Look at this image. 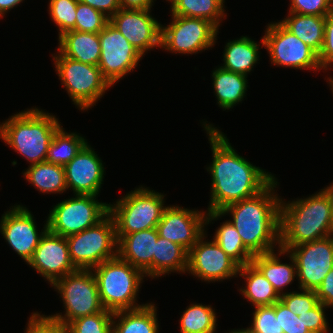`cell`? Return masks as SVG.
<instances>
[{
  "label": "cell",
  "instance_id": "e575fe53",
  "mask_svg": "<svg viewBox=\"0 0 333 333\" xmlns=\"http://www.w3.org/2000/svg\"><path fill=\"white\" fill-rule=\"evenodd\" d=\"M252 323L243 329H233L234 333H283L279 315H275V303L269 306L254 307Z\"/></svg>",
  "mask_w": 333,
  "mask_h": 333
},
{
  "label": "cell",
  "instance_id": "52a82bcc",
  "mask_svg": "<svg viewBox=\"0 0 333 333\" xmlns=\"http://www.w3.org/2000/svg\"><path fill=\"white\" fill-rule=\"evenodd\" d=\"M52 54L56 75L63 89L67 91L73 104L81 111L92 106L105 95L112 86L103 77L97 65L82 63L65 57L58 49Z\"/></svg>",
  "mask_w": 333,
  "mask_h": 333
},
{
  "label": "cell",
  "instance_id": "d6a6232c",
  "mask_svg": "<svg viewBox=\"0 0 333 333\" xmlns=\"http://www.w3.org/2000/svg\"><path fill=\"white\" fill-rule=\"evenodd\" d=\"M217 315L211 305L190 303L179 321L180 333H216Z\"/></svg>",
  "mask_w": 333,
  "mask_h": 333
},
{
  "label": "cell",
  "instance_id": "ee69618b",
  "mask_svg": "<svg viewBox=\"0 0 333 333\" xmlns=\"http://www.w3.org/2000/svg\"><path fill=\"white\" fill-rule=\"evenodd\" d=\"M318 61L322 70L333 67V10L325 16L324 42Z\"/></svg>",
  "mask_w": 333,
  "mask_h": 333
},
{
  "label": "cell",
  "instance_id": "9c48e42d",
  "mask_svg": "<svg viewBox=\"0 0 333 333\" xmlns=\"http://www.w3.org/2000/svg\"><path fill=\"white\" fill-rule=\"evenodd\" d=\"M66 239L70 260L76 269L92 270L117 256L115 223L109 213L96 225Z\"/></svg>",
  "mask_w": 333,
  "mask_h": 333
},
{
  "label": "cell",
  "instance_id": "f35d334b",
  "mask_svg": "<svg viewBox=\"0 0 333 333\" xmlns=\"http://www.w3.org/2000/svg\"><path fill=\"white\" fill-rule=\"evenodd\" d=\"M280 300L297 316L310 311L319 301L314 290L285 292Z\"/></svg>",
  "mask_w": 333,
  "mask_h": 333
},
{
  "label": "cell",
  "instance_id": "836d02e7",
  "mask_svg": "<svg viewBox=\"0 0 333 333\" xmlns=\"http://www.w3.org/2000/svg\"><path fill=\"white\" fill-rule=\"evenodd\" d=\"M215 231L213 240L240 267L252 262L254 255L244 246L239 233L228 220Z\"/></svg>",
  "mask_w": 333,
  "mask_h": 333
},
{
  "label": "cell",
  "instance_id": "f907efd6",
  "mask_svg": "<svg viewBox=\"0 0 333 333\" xmlns=\"http://www.w3.org/2000/svg\"><path fill=\"white\" fill-rule=\"evenodd\" d=\"M327 82H328L329 86L331 87L332 94H333V77H331V76L328 77Z\"/></svg>",
  "mask_w": 333,
  "mask_h": 333
},
{
  "label": "cell",
  "instance_id": "f6af8a7d",
  "mask_svg": "<svg viewBox=\"0 0 333 333\" xmlns=\"http://www.w3.org/2000/svg\"><path fill=\"white\" fill-rule=\"evenodd\" d=\"M315 292L319 302L330 308L333 307V268L325 276Z\"/></svg>",
  "mask_w": 333,
  "mask_h": 333
},
{
  "label": "cell",
  "instance_id": "484cf974",
  "mask_svg": "<svg viewBox=\"0 0 333 333\" xmlns=\"http://www.w3.org/2000/svg\"><path fill=\"white\" fill-rule=\"evenodd\" d=\"M157 306L146 303L131 310L113 313L112 333H159Z\"/></svg>",
  "mask_w": 333,
  "mask_h": 333
},
{
  "label": "cell",
  "instance_id": "74e56055",
  "mask_svg": "<svg viewBox=\"0 0 333 333\" xmlns=\"http://www.w3.org/2000/svg\"><path fill=\"white\" fill-rule=\"evenodd\" d=\"M109 23V17L99 10L78 0L75 30L99 33Z\"/></svg>",
  "mask_w": 333,
  "mask_h": 333
},
{
  "label": "cell",
  "instance_id": "277c9868",
  "mask_svg": "<svg viewBox=\"0 0 333 333\" xmlns=\"http://www.w3.org/2000/svg\"><path fill=\"white\" fill-rule=\"evenodd\" d=\"M55 115L32 107L0 123V139L29 164L45 162L48 147L62 126Z\"/></svg>",
  "mask_w": 333,
  "mask_h": 333
},
{
  "label": "cell",
  "instance_id": "6da1fadb",
  "mask_svg": "<svg viewBox=\"0 0 333 333\" xmlns=\"http://www.w3.org/2000/svg\"><path fill=\"white\" fill-rule=\"evenodd\" d=\"M207 122L202 123L208 135L213 160L206 168L212 182L206 211L220 212L230 204L257 195L276 177L239 155L227 136Z\"/></svg>",
  "mask_w": 333,
  "mask_h": 333
},
{
  "label": "cell",
  "instance_id": "ba28073f",
  "mask_svg": "<svg viewBox=\"0 0 333 333\" xmlns=\"http://www.w3.org/2000/svg\"><path fill=\"white\" fill-rule=\"evenodd\" d=\"M62 298L65 314L51 315L65 327L73 320L104 311L98 284L92 270L77 269L65 275L51 285Z\"/></svg>",
  "mask_w": 333,
  "mask_h": 333
},
{
  "label": "cell",
  "instance_id": "c3c4849f",
  "mask_svg": "<svg viewBox=\"0 0 333 333\" xmlns=\"http://www.w3.org/2000/svg\"><path fill=\"white\" fill-rule=\"evenodd\" d=\"M25 0H0V19L5 17V14L11 9L16 8Z\"/></svg>",
  "mask_w": 333,
  "mask_h": 333
},
{
  "label": "cell",
  "instance_id": "3957f363",
  "mask_svg": "<svg viewBox=\"0 0 333 333\" xmlns=\"http://www.w3.org/2000/svg\"><path fill=\"white\" fill-rule=\"evenodd\" d=\"M333 235V213L329 197L320 189L307 198L280 202V246L289 250L306 242Z\"/></svg>",
  "mask_w": 333,
  "mask_h": 333
},
{
  "label": "cell",
  "instance_id": "603a6c76",
  "mask_svg": "<svg viewBox=\"0 0 333 333\" xmlns=\"http://www.w3.org/2000/svg\"><path fill=\"white\" fill-rule=\"evenodd\" d=\"M58 50L70 59L91 64H99L101 46L99 33L71 30L58 39Z\"/></svg>",
  "mask_w": 333,
  "mask_h": 333
},
{
  "label": "cell",
  "instance_id": "d590c367",
  "mask_svg": "<svg viewBox=\"0 0 333 333\" xmlns=\"http://www.w3.org/2000/svg\"><path fill=\"white\" fill-rule=\"evenodd\" d=\"M113 312L104 310L90 316L79 317L67 326V333H112Z\"/></svg>",
  "mask_w": 333,
  "mask_h": 333
},
{
  "label": "cell",
  "instance_id": "8992f818",
  "mask_svg": "<svg viewBox=\"0 0 333 333\" xmlns=\"http://www.w3.org/2000/svg\"><path fill=\"white\" fill-rule=\"evenodd\" d=\"M164 200V194L140 185L116 200L115 204L109 203L116 236L156 228L167 207Z\"/></svg>",
  "mask_w": 333,
  "mask_h": 333
},
{
  "label": "cell",
  "instance_id": "1f68e13d",
  "mask_svg": "<svg viewBox=\"0 0 333 333\" xmlns=\"http://www.w3.org/2000/svg\"><path fill=\"white\" fill-rule=\"evenodd\" d=\"M87 143V139L76 132H66L61 126L48 147L46 161L65 166Z\"/></svg>",
  "mask_w": 333,
  "mask_h": 333
},
{
  "label": "cell",
  "instance_id": "d4e9b609",
  "mask_svg": "<svg viewBox=\"0 0 333 333\" xmlns=\"http://www.w3.org/2000/svg\"><path fill=\"white\" fill-rule=\"evenodd\" d=\"M213 90L217 104L223 111L242 102L248 88V76L225 70L218 66L212 71Z\"/></svg>",
  "mask_w": 333,
  "mask_h": 333
},
{
  "label": "cell",
  "instance_id": "bcb514c9",
  "mask_svg": "<svg viewBox=\"0 0 333 333\" xmlns=\"http://www.w3.org/2000/svg\"><path fill=\"white\" fill-rule=\"evenodd\" d=\"M92 8L101 11L107 17L113 16L119 9H121L118 0H79Z\"/></svg>",
  "mask_w": 333,
  "mask_h": 333
},
{
  "label": "cell",
  "instance_id": "ac0fdd59",
  "mask_svg": "<svg viewBox=\"0 0 333 333\" xmlns=\"http://www.w3.org/2000/svg\"><path fill=\"white\" fill-rule=\"evenodd\" d=\"M151 10L119 9L109 23L121 32L144 57L147 51L160 48L161 23L152 17Z\"/></svg>",
  "mask_w": 333,
  "mask_h": 333
},
{
  "label": "cell",
  "instance_id": "4316f807",
  "mask_svg": "<svg viewBox=\"0 0 333 333\" xmlns=\"http://www.w3.org/2000/svg\"><path fill=\"white\" fill-rule=\"evenodd\" d=\"M238 276L245 280L240 294L253 304L251 306H269L280 300L281 296L252 262L241 266Z\"/></svg>",
  "mask_w": 333,
  "mask_h": 333
},
{
  "label": "cell",
  "instance_id": "d6986e66",
  "mask_svg": "<svg viewBox=\"0 0 333 333\" xmlns=\"http://www.w3.org/2000/svg\"><path fill=\"white\" fill-rule=\"evenodd\" d=\"M27 265L41 277L43 276L50 285L77 270L70 260L66 237L56 235L49 230L41 237Z\"/></svg>",
  "mask_w": 333,
  "mask_h": 333
},
{
  "label": "cell",
  "instance_id": "7a4b0ae2",
  "mask_svg": "<svg viewBox=\"0 0 333 333\" xmlns=\"http://www.w3.org/2000/svg\"><path fill=\"white\" fill-rule=\"evenodd\" d=\"M277 180L275 178L257 195L230 204L220 212L207 211L205 227L228 214L232 218L228 221L253 255L274 251L280 246L281 197L276 190Z\"/></svg>",
  "mask_w": 333,
  "mask_h": 333
},
{
  "label": "cell",
  "instance_id": "7c38bea8",
  "mask_svg": "<svg viewBox=\"0 0 333 333\" xmlns=\"http://www.w3.org/2000/svg\"><path fill=\"white\" fill-rule=\"evenodd\" d=\"M263 37L272 65L321 71L318 54L279 21L270 22Z\"/></svg>",
  "mask_w": 333,
  "mask_h": 333
},
{
  "label": "cell",
  "instance_id": "f546056e",
  "mask_svg": "<svg viewBox=\"0 0 333 333\" xmlns=\"http://www.w3.org/2000/svg\"><path fill=\"white\" fill-rule=\"evenodd\" d=\"M25 180L37 191L47 194H62L68 190L64 166L47 161L29 165L22 172Z\"/></svg>",
  "mask_w": 333,
  "mask_h": 333
},
{
  "label": "cell",
  "instance_id": "83f0119b",
  "mask_svg": "<svg viewBox=\"0 0 333 333\" xmlns=\"http://www.w3.org/2000/svg\"><path fill=\"white\" fill-rule=\"evenodd\" d=\"M279 22L317 54L320 53L324 42L325 16L289 12L286 18Z\"/></svg>",
  "mask_w": 333,
  "mask_h": 333
},
{
  "label": "cell",
  "instance_id": "4dcf8cb0",
  "mask_svg": "<svg viewBox=\"0 0 333 333\" xmlns=\"http://www.w3.org/2000/svg\"><path fill=\"white\" fill-rule=\"evenodd\" d=\"M168 3H171V15L202 18L213 23L218 29L227 16L224 13L225 0H170Z\"/></svg>",
  "mask_w": 333,
  "mask_h": 333
},
{
  "label": "cell",
  "instance_id": "4fadbf2b",
  "mask_svg": "<svg viewBox=\"0 0 333 333\" xmlns=\"http://www.w3.org/2000/svg\"><path fill=\"white\" fill-rule=\"evenodd\" d=\"M101 55L98 67L103 77L114 86L133 72L143 56L119 30L108 23L100 32Z\"/></svg>",
  "mask_w": 333,
  "mask_h": 333
},
{
  "label": "cell",
  "instance_id": "8fae6325",
  "mask_svg": "<svg viewBox=\"0 0 333 333\" xmlns=\"http://www.w3.org/2000/svg\"><path fill=\"white\" fill-rule=\"evenodd\" d=\"M166 26L161 24L160 49L174 54H197L213 48L219 29L202 18L171 15Z\"/></svg>",
  "mask_w": 333,
  "mask_h": 333
},
{
  "label": "cell",
  "instance_id": "f1b7e54d",
  "mask_svg": "<svg viewBox=\"0 0 333 333\" xmlns=\"http://www.w3.org/2000/svg\"><path fill=\"white\" fill-rule=\"evenodd\" d=\"M188 251L181 245L158 236L153 254V279L165 274L186 273Z\"/></svg>",
  "mask_w": 333,
  "mask_h": 333
},
{
  "label": "cell",
  "instance_id": "8d00e7d4",
  "mask_svg": "<svg viewBox=\"0 0 333 333\" xmlns=\"http://www.w3.org/2000/svg\"><path fill=\"white\" fill-rule=\"evenodd\" d=\"M77 3L78 0H49V14L58 27V38L75 30Z\"/></svg>",
  "mask_w": 333,
  "mask_h": 333
},
{
  "label": "cell",
  "instance_id": "ab89813d",
  "mask_svg": "<svg viewBox=\"0 0 333 333\" xmlns=\"http://www.w3.org/2000/svg\"><path fill=\"white\" fill-rule=\"evenodd\" d=\"M24 333H67L66 327L51 315L33 312L28 318Z\"/></svg>",
  "mask_w": 333,
  "mask_h": 333
},
{
  "label": "cell",
  "instance_id": "681fc988",
  "mask_svg": "<svg viewBox=\"0 0 333 333\" xmlns=\"http://www.w3.org/2000/svg\"><path fill=\"white\" fill-rule=\"evenodd\" d=\"M322 190L329 197V200H330V203H331V208H332V213H333V182L330 183L329 186L324 187Z\"/></svg>",
  "mask_w": 333,
  "mask_h": 333
},
{
  "label": "cell",
  "instance_id": "60d3db41",
  "mask_svg": "<svg viewBox=\"0 0 333 333\" xmlns=\"http://www.w3.org/2000/svg\"><path fill=\"white\" fill-rule=\"evenodd\" d=\"M275 315H279L280 329L283 333H310L302 318H299L281 301L275 302Z\"/></svg>",
  "mask_w": 333,
  "mask_h": 333
},
{
  "label": "cell",
  "instance_id": "44dd1931",
  "mask_svg": "<svg viewBox=\"0 0 333 333\" xmlns=\"http://www.w3.org/2000/svg\"><path fill=\"white\" fill-rule=\"evenodd\" d=\"M156 228L116 236L117 255L153 279V254L158 239Z\"/></svg>",
  "mask_w": 333,
  "mask_h": 333
},
{
  "label": "cell",
  "instance_id": "7bdbcfd3",
  "mask_svg": "<svg viewBox=\"0 0 333 333\" xmlns=\"http://www.w3.org/2000/svg\"><path fill=\"white\" fill-rule=\"evenodd\" d=\"M326 308L330 307L319 302L310 311L299 315V318H302L310 333H329V323L325 315V310H327Z\"/></svg>",
  "mask_w": 333,
  "mask_h": 333
},
{
  "label": "cell",
  "instance_id": "ffe728a7",
  "mask_svg": "<svg viewBox=\"0 0 333 333\" xmlns=\"http://www.w3.org/2000/svg\"><path fill=\"white\" fill-rule=\"evenodd\" d=\"M87 142L64 166L68 190L74 194L98 196L105 175L104 163Z\"/></svg>",
  "mask_w": 333,
  "mask_h": 333
},
{
  "label": "cell",
  "instance_id": "e0dca14e",
  "mask_svg": "<svg viewBox=\"0 0 333 333\" xmlns=\"http://www.w3.org/2000/svg\"><path fill=\"white\" fill-rule=\"evenodd\" d=\"M206 213L207 211L203 210L169 205L157 224L158 235L189 251L206 232Z\"/></svg>",
  "mask_w": 333,
  "mask_h": 333
},
{
  "label": "cell",
  "instance_id": "30bf717a",
  "mask_svg": "<svg viewBox=\"0 0 333 333\" xmlns=\"http://www.w3.org/2000/svg\"><path fill=\"white\" fill-rule=\"evenodd\" d=\"M73 195L49 210L47 221L50 232L68 237L96 225L109 213V204L99 202L98 196Z\"/></svg>",
  "mask_w": 333,
  "mask_h": 333
},
{
  "label": "cell",
  "instance_id": "5b68a950",
  "mask_svg": "<svg viewBox=\"0 0 333 333\" xmlns=\"http://www.w3.org/2000/svg\"><path fill=\"white\" fill-rule=\"evenodd\" d=\"M100 295V300L105 310L117 312L131 310L144 306L138 304L137 295L144 273L122 260L118 255L92 269Z\"/></svg>",
  "mask_w": 333,
  "mask_h": 333
},
{
  "label": "cell",
  "instance_id": "2e32d148",
  "mask_svg": "<svg viewBox=\"0 0 333 333\" xmlns=\"http://www.w3.org/2000/svg\"><path fill=\"white\" fill-rule=\"evenodd\" d=\"M11 207L1 216L0 233L12 250L28 264L41 237L48 230V221L39 233L34 216L27 207L20 204Z\"/></svg>",
  "mask_w": 333,
  "mask_h": 333
},
{
  "label": "cell",
  "instance_id": "5bb4252c",
  "mask_svg": "<svg viewBox=\"0 0 333 333\" xmlns=\"http://www.w3.org/2000/svg\"><path fill=\"white\" fill-rule=\"evenodd\" d=\"M299 289L314 290L333 268V235L291 247Z\"/></svg>",
  "mask_w": 333,
  "mask_h": 333
},
{
  "label": "cell",
  "instance_id": "cb8c5ba5",
  "mask_svg": "<svg viewBox=\"0 0 333 333\" xmlns=\"http://www.w3.org/2000/svg\"><path fill=\"white\" fill-rule=\"evenodd\" d=\"M261 44L262 46H259ZM259 47H264L263 37L260 44L248 36H241L227 42L222 56L224 63L220 67L247 76L260 60Z\"/></svg>",
  "mask_w": 333,
  "mask_h": 333
},
{
  "label": "cell",
  "instance_id": "7dc6e473",
  "mask_svg": "<svg viewBox=\"0 0 333 333\" xmlns=\"http://www.w3.org/2000/svg\"><path fill=\"white\" fill-rule=\"evenodd\" d=\"M121 9L125 10H151L155 0H118Z\"/></svg>",
  "mask_w": 333,
  "mask_h": 333
},
{
  "label": "cell",
  "instance_id": "b9f144b4",
  "mask_svg": "<svg viewBox=\"0 0 333 333\" xmlns=\"http://www.w3.org/2000/svg\"><path fill=\"white\" fill-rule=\"evenodd\" d=\"M333 10V0H290L288 12L326 16Z\"/></svg>",
  "mask_w": 333,
  "mask_h": 333
},
{
  "label": "cell",
  "instance_id": "7402d4cb",
  "mask_svg": "<svg viewBox=\"0 0 333 333\" xmlns=\"http://www.w3.org/2000/svg\"><path fill=\"white\" fill-rule=\"evenodd\" d=\"M277 249L268 253L254 255L252 263L261 271L281 296L285 293L283 292L284 288H287L289 284L291 285L294 279L297 278V273L294 257L287 250L279 247ZM276 251H278V254ZM282 254H285L284 256L287 255L291 262L290 264L283 263L280 260L279 257Z\"/></svg>",
  "mask_w": 333,
  "mask_h": 333
},
{
  "label": "cell",
  "instance_id": "9a60e30c",
  "mask_svg": "<svg viewBox=\"0 0 333 333\" xmlns=\"http://www.w3.org/2000/svg\"><path fill=\"white\" fill-rule=\"evenodd\" d=\"M206 235L205 232L188 251L186 272L208 283L238 277L240 266L214 240H206Z\"/></svg>",
  "mask_w": 333,
  "mask_h": 333
}]
</instances>
